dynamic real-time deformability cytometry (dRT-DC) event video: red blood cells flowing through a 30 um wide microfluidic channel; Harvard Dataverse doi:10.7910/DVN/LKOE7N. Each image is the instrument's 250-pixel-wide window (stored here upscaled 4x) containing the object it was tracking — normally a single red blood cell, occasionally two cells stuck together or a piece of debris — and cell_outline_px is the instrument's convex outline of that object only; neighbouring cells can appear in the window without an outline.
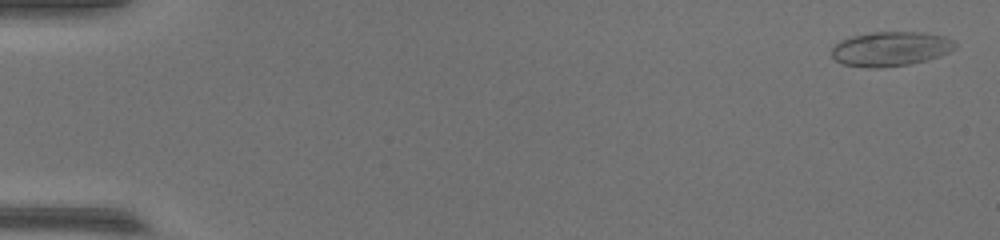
{"species": "common noctule bat (a hibernating species)", "species_latin": "Nyctalus noctula", "temperature_condition": "warm", "stored_images_in_passage": 54, "camera_frame_rate_fps": 3000, "um_per_image_px": 0.085, "animal": {"sex": "female", "body_mass_g": 17.0, "forearm_length_mm": 48.0}, "frame": {"image": 1, "passage_image": 2, "time_ms": 0.333, "image_size_px": [1000, 240], "cell_outline_px": [[956, 48], [940, 56], [908, 64], [880, 68], [868, 68], [844, 64], [836, 60], [832, 56], [832, 48], [840, 40], [852, 36], [872, 32], [924, 32], [944, 36], [952, 40], [956, 44]], "centroid_in_image_um": [75.7, 4.15], "position_along_channel_um": 9.3, "area_um2": 24.74}}
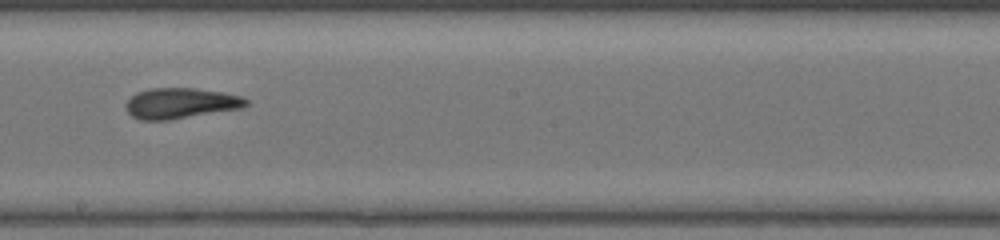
{"frame": {"image": 2, "passage_image": 32, "time_ms": 10.333, "image_size_px": [1000, 240], "cell_outline_px": [[248, 104], [244, 108], [168, 120], [140, 120], [132, 116], [124, 108], [124, 104], [136, 92], [148, 88], [192, 88], [224, 92], [240, 96], [248, 100]], "centroid_in_image_um": [15.34, 8.77], "position_along_channel_um": 232.9, "area_um2": 21.62}}
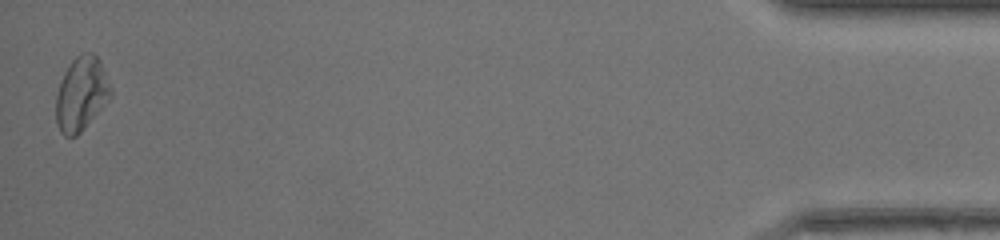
{"frame": {"image": 3, "passage_image": 54, "time_ms": 17.667, "image_size_px": [1000, 240], "cell_outline_px": [[112, 92], [108, 100], [80, 132], [76, 136], [64, 136], [60, 132], [56, 120], [56, 96], [64, 72], [72, 60], [76, 56], [84, 52], [92, 52], [100, 60], [112, 88]], "centroid_in_image_um": [6.91, 7.95], "position_along_channel_um": 428.3, "area_um2": 23.29}}